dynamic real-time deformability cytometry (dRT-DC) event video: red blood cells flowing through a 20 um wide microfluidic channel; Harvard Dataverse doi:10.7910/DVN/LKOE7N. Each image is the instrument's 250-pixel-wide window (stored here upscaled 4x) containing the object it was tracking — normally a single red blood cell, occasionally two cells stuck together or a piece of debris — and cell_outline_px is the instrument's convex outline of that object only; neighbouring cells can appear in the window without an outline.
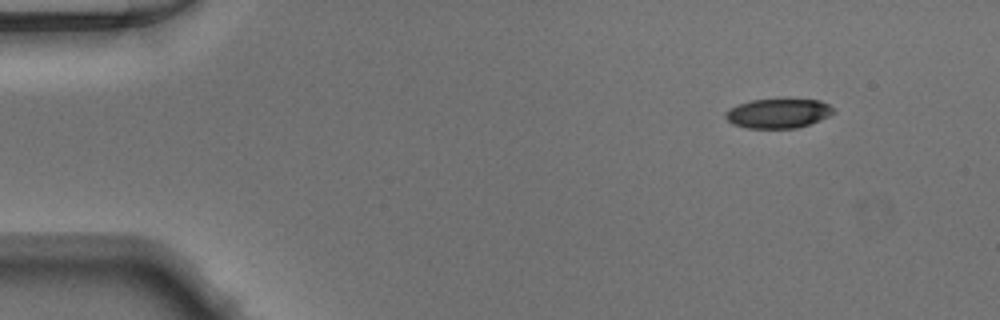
{"species": "Egyptian fruit bat (a non-hibernating species)", "species_latin": "Rousettus aegyptiacus", "temperature_condition": "warm", "stored_images_in_passage": 45, "camera_frame_rate_fps": 3000, "um_per_image_px": 0.085, "animal": {"sex": "male"}, "frame": {"image": 1, "passage_image": 1, "time_ms": 0.0, "image_size_px": [1000, 320], "cell_outline_px": [[832, 112], [828, 116], [820, 120], [796, 128], [748, 128], [732, 124], [724, 116], [724, 112], [728, 108], [748, 100], [820, 100], [828, 104], [832, 108]], "centroid_in_image_um": [66.07, 9.64], "position_along_channel_um": 18.9, "area_um2": 18.32}}
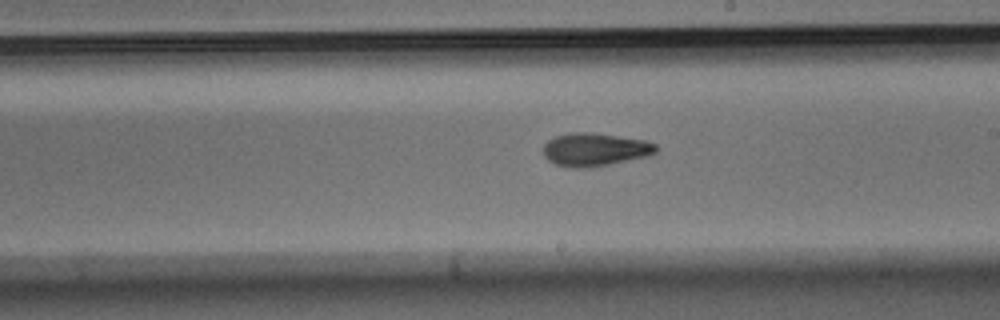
{"frame": {"image": 2, "passage_image": 24, "time_ms": 7.667, "image_size_px": [1000, 320], "cell_outline_px": [[660, 148], [656, 152], [648, 156], [588, 168], [568, 168], [556, 164], [548, 160], [544, 156], [544, 144], [548, 140], [556, 136], [572, 132], [592, 132], [644, 140], [656, 144]], "centroid_in_image_um": [50.57, 12.71], "position_along_channel_um": 238.4, "area_um2": 21.79}}
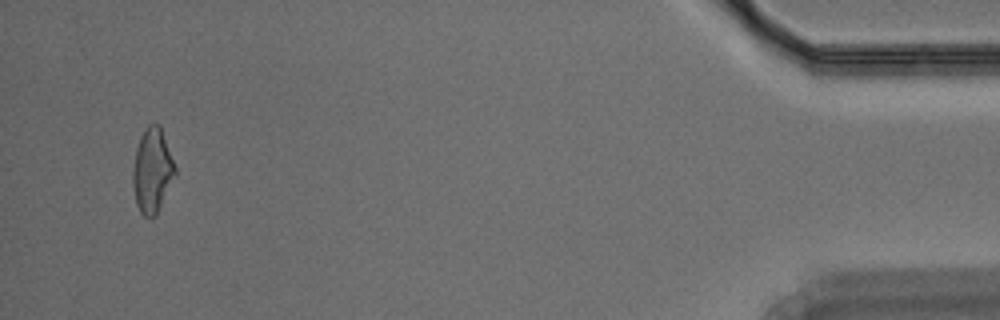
{"frame": {"image": 3, "passage_image": 43, "time_ms": 14.0, "image_size_px": [1000, 320], "cell_outline_px": [[176, 176], [156, 216], [144, 216], [140, 212], [136, 204], [132, 184], [132, 168], [136, 148], [140, 136], [148, 124], [160, 124], [176, 168]], "centroid_in_image_um": [12.94, 14.5], "position_along_channel_um": 422.3, "area_um2": 21.04}}